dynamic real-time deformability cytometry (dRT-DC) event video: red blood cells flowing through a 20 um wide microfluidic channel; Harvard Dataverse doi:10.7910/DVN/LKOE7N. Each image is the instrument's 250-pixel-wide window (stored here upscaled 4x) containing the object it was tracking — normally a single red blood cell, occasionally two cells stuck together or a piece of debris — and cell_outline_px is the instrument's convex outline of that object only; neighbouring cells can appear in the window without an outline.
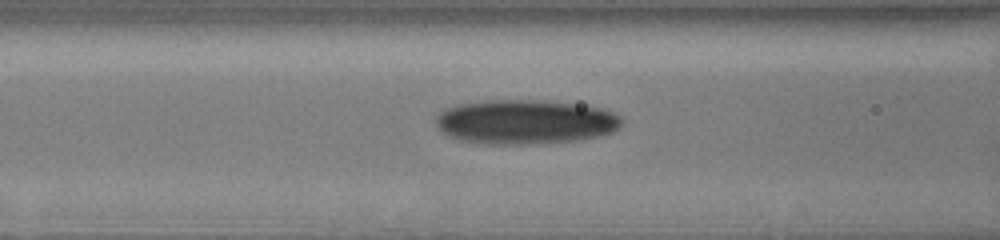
{"species": "human", "species_latin": "Homo sapiens", "temperature_condition": "cold", "stored_images_in_passage": 9, "camera_frame_rate_fps": 3000, "um_per_image_px": 0.085, "donor": {"sex": "male"}, "frame": {"image": 1, "passage_image": 7, "time_ms": 2.0, "image_size_px": [1000, 240], "cell_outline_px": [[624, 120], [612, 132], [600, 136], [580, 140], [536, 144], [476, 144], [460, 140], [448, 136], [436, 128], [436, 116], [440, 112], [456, 104], [484, 100], [544, 100], [576, 104], [600, 108], [612, 112], [620, 116]], "centroid_in_image_um": [44.61, 10.37], "position_along_channel_um": 122.0, "area_um2": 48.61}}